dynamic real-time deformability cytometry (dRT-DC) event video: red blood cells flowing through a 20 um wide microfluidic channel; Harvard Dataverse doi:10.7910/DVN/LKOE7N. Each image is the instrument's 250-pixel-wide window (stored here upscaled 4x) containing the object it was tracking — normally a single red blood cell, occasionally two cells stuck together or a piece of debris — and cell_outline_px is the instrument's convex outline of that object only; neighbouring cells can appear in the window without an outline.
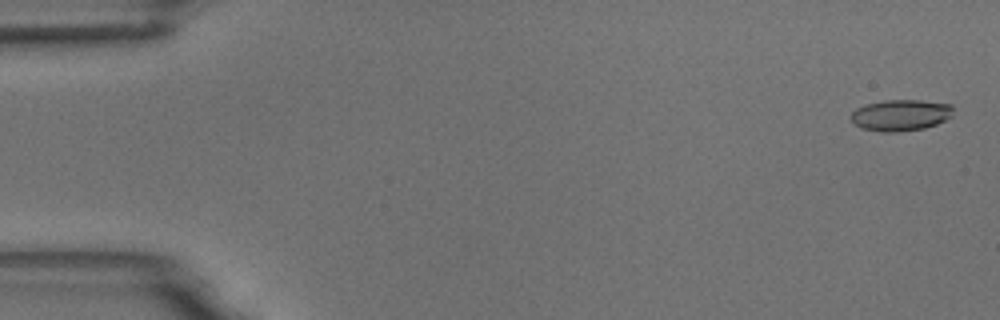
{"species": "common noctule bat (a hibernating species)", "species_latin": "Nyctalus noctula", "temperature_condition": "room temperature", "stored_images_in_passage": 7, "camera_frame_rate_fps": 3000, "um_per_image_px": 0.085, "animal": {"sex": "male", "body_mass_g": 18.8}, "frame": {"image": 1, "passage_image": 1, "time_ms": 0.0, "image_size_px": [1000, 320], "cell_outline_px": [[952, 116], [936, 124], [924, 128], [896, 132], [884, 132], [860, 128], [852, 124], [852, 112], [856, 108], [868, 104], [884, 100], [920, 100], [952, 104]], "centroid_in_image_um": [76.54, 9.79], "position_along_channel_um": 8.5, "area_um2": 18.61}}
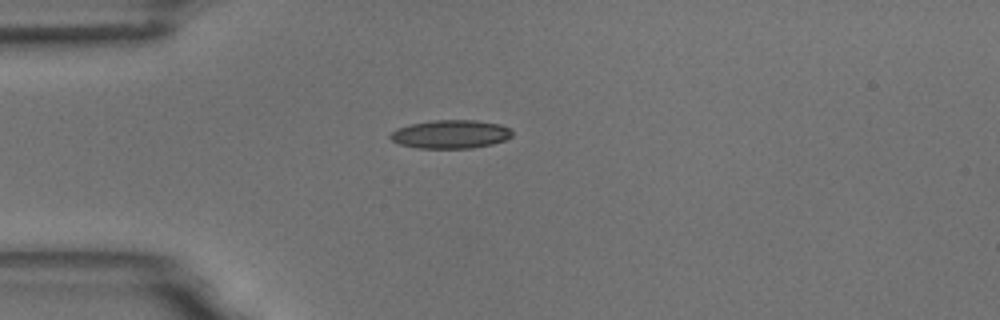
{"frame": {"image": 2, "passage_image": 4, "time_ms": 4.333, "image_size_px": [1000, 320], "cell_outline_px": [[512, 136], [504, 140], [492, 144], [472, 148], [416, 148], [400, 144], [392, 140], [388, 136], [396, 128], [412, 124], [432, 120], [476, 120], [500, 124], [512, 128]], "centroid_in_image_um": [38.31, 11.4], "position_along_channel_um": 46.7, "area_um2": 20.29}}